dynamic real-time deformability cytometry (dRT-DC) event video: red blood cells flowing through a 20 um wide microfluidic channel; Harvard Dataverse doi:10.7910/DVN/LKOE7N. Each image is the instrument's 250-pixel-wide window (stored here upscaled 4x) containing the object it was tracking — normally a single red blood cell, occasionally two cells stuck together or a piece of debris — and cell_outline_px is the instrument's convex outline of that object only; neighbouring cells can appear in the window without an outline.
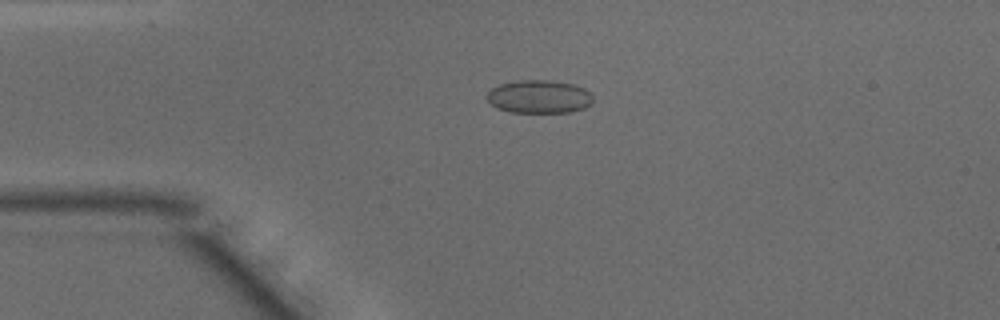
{"species": "common noctule bat (a hibernating species)", "species_latin": "Nyctalus noctula", "temperature_condition": "warm", "stored_images_in_passage": 39, "camera_frame_rate_fps": 3000, "um_per_image_px": 0.085, "animal": {"sex": "male", "body_mass_g": 15.6}, "frame": {"image": 1, "passage_image": 2, "time_ms": 0.333, "image_size_px": [1000, 320], "cell_outline_px": [[592, 104], [584, 108], [572, 112], [512, 112], [496, 108], [484, 96], [492, 88], [500, 84], [516, 80], [552, 80], [572, 84], [584, 88], [592, 96]], "centroid_in_image_um": [45.81, 8.21], "position_along_channel_um": 39.2, "area_um2": 20.58}}
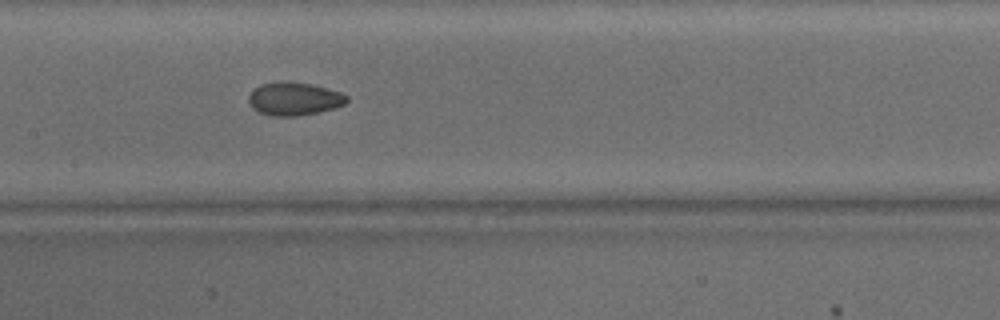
{"frame": {"image": 2, "passage_image": 14, "time_ms": 4.333, "image_size_px": [1000, 320], "cell_outline_px": [[348, 100], [344, 104], [336, 108], [296, 116], [272, 116], [260, 112], [252, 108], [248, 104], [248, 96], [260, 84], [312, 84], [340, 92], [348, 96]], "centroid_in_image_um": [25.02, 8.44], "position_along_channel_um": 182.4, "area_um2": 18.26}}
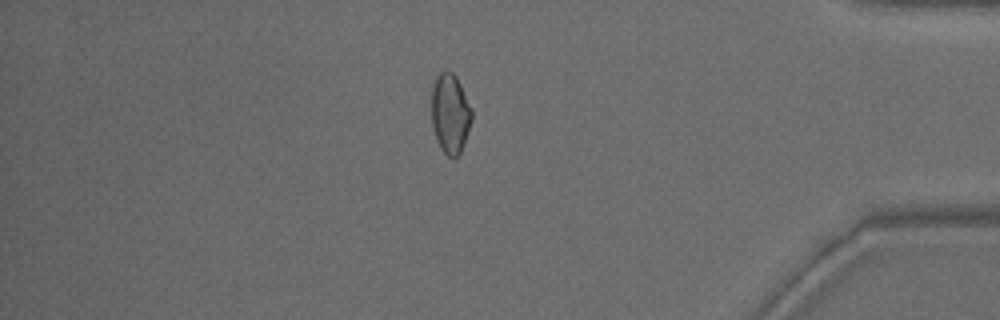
{"frame": {"image": 3, "passage_image": 32, "time_ms": 10.333, "image_size_px": [1000, 320], "cell_outline_px": [[472, 120], [460, 152], [452, 160], [440, 148], [436, 140], [432, 128], [432, 88], [436, 76], [444, 68], [452, 72], [456, 76], [472, 108]], "centroid_in_image_um": [38.25, 9.63], "position_along_channel_um": 396.9, "area_um2": 18.84}, "authors_computed_cell_mechanics": {"area_um2": 19.074, "velocity_mm_per_s": 4.1609, "shape_relaxation_time_tau1_ms": 8.4619, "shape_relaxation_time_tau2_ms": 1.3624, "deformation_change_tau1": 0.1417, "deformation_change_tau2": 0.0482}}